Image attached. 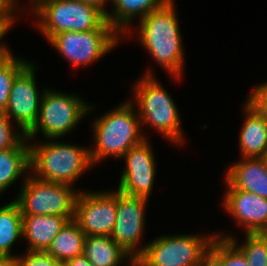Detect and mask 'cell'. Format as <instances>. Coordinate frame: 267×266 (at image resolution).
I'll return each instance as SVG.
<instances>
[{"label":"cell","mask_w":267,"mask_h":266,"mask_svg":"<svg viewBox=\"0 0 267 266\" xmlns=\"http://www.w3.org/2000/svg\"><path fill=\"white\" fill-rule=\"evenodd\" d=\"M12 26L14 25L13 24H0V52L11 51L5 44L1 43V40L3 39V36H5L8 31H10Z\"/></svg>","instance_id":"cell-32"},{"label":"cell","mask_w":267,"mask_h":266,"mask_svg":"<svg viewBox=\"0 0 267 266\" xmlns=\"http://www.w3.org/2000/svg\"><path fill=\"white\" fill-rule=\"evenodd\" d=\"M198 266H223V237L216 236Z\"/></svg>","instance_id":"cell-28"},{"label":"cell","mask_w":267,"mask_h":266,"mask_svg":"<svg viewBox=\"0 0 267 266\" xmlns=\"http://www.w3.org/2000/svg\"><path fill=\"white\" fill-rule=\"evenodd\" d=\"M134 108L128 100L94 119L91 127L94 146L89 147L93 166L109 156L122 158L131 147L147 139Z\"/></svg>","instance_id":"cell-2"},{"label":"cell","mask_w":267,"mask_h":266,"mask_svg":"<svg viewBox=\"0 0 267 266\" xmlns=\"http://www.w3.org/2000/svg\"><path fill=\"white\" fill-rule=\"evenodd\" d=\"M175 1H168L139 20V42L156 63L172 78L181 80L184 65V47Z\"/></svg>","instance_id":"cell-1"},{"label":"cell","mask_w":267,"mask_h":266,"mask_svg":"<svg viewBox=\"0 0 267 266\" xmlns=\"http://www.w3.org/2000/svg\"><path fill=\"white\" fill-rule=\"evenodd\" d=\"M7 53H9V52H0V59H1L3 56H5Z\"/></svg>","instance_id":"cell-36"},{"label":"cell","mask_w":267,"mask_h":266,"mask_svg":"<svg viewBox=\"0 0 267 266\" xmlns=\"http://www.w3.org/2000/svg\"><path fill=\"white\" fill-rule=\"evenodd\" d=\"M54 266H66L65 262H57Z\"/></svg>","instance_id":"cell-35"},{"label":"cell","mask_w":267,"mask_h":266,"mask_svg":"<svg viewBox=\"0 0 267 266\" xmlns=\"http://www.w3.org/2000/svg\"><path fill=\"white\" fill-rule=\"evenodd\" d=\"M246 101L259 113L267 114V82L257 85Z\"/></svg>","instance_id":"cell-29"},{"label":"cell","mask_w":267,"mask_h":266,"mask_svg":"<svg viewBox=\"0 0 267 266\" xmlns=\"http://www.w3.org/2000/svg\"><path fill=\"white\" fill-rule=\"evenodd\" d=\"M168 1L170 0H113L112 12H106V20L123 40L126 36H130L128 33L132 34L131 22L135 17L138 16V20H141L152 11L163 7Z\"/></svg>","instance_id":"cell-18"},{"label":"cell","mask_w":267,"mask_h":266,"mask_svg":"<svg viewBox=\"0 0 267 266\" xmlns=\"http://www.w3.org/2000/svg\"><path fill=\"white\" fill-rule=\"evenodd\" d=\"M74 94L46 88L40 104L39 116L34 127L25 135L30 141L40 132L44 138L60 139L69 134L95 105H90Z\"/></svg>","instance_id":"cell-6"},{"label":"cell","mask_w":267,"mask_h":266,"mask_svg":"<svg viewBox=\"0 0 267 266\" xmlns=\"http://www.w3.org/2000/svg\"><path fill=\"white\" fill-rule=\"evenodd\" d=\"M82 1L93 4L97 7H99L102 11H104L106 13L108 10H106L105 5L109 1H110L109 5H111L113 0H82Z\"/></svg>","instance_id":"cell-34"},{"label":"cell","mask_w":267,"mask_h":266,"mask_svg":"<svg viewBox=\"0 0 267 266\" xmlns=\"http://www.w3.org/2000/svg\"><path fill=\"white\" fill-rule=\"evenodd\" d=\"M19 194L13 200L22 216L59 215L73 220L80 190L60 183L44 181L27 173Z\"/></svg>","instance_id":"cell-8"},{"label":"cell","mask_w":267,"mask_h":266,"mask_svg":"<svg viewBox=\"0 0 267 266\" xmlns=\"http://www.w3.org/2000/svg\"><path fill=\"white\" fill-rule=\"evenodd\" d=\"M222 234L217 232L216 236L229 238L245 255L248 266H267V233H246V240L240 244L235 236Z\"/></svg>","instance_id":"cell-23"},{"label":"cell","mask_w":267,"mask_h":266,"mask_svg":"<svg viewBox=\"0 0 267 266\" xmlns=\"http://www.w3.org/2000/svg\"><path fill=\"white\" fill-rule=\"evenodd\" d=\"M29 63L26 59L15 57L12 51L0 59V113L5 114L14 79Z\"/></svg>","instance_id":"cell-24"},{"label":"cell","mask_w":267,"mask_h":266,"mask_svg":"<svg viewBox=\"0 0 267 266\" xmlns=\"http://www.w3.org/2000/svg\"><path fill=\"white\" fill-rule=\"evenodd\" d=\"M24 254L16 255V266H54L58 262L46 252L26 251Z\"/></svg>","instance_id":"cell-26"},{"label":"cell","mask_w":267,"mask_h":266,"mask_svg":"<svg viewBox=\"0 0 267 266\" xmlns=\"http://www.w3.org/2000/svg\"><path fill=\"white\" fill-rule=\"evenodd\" d=\"M19 238H22V214L12 200L0 207V256H13L11 249Z\"/></svg>","instance_id":"cell-22"},{"label":"cell","mask_w":267,"mask_h":266,"mask_svg":"<svg viewBox=\"0 0 267 266\" xmlns=\"http://www.w3.org/2000/svg\"><path fill=\"white\" fill-rule=\"evenodd\" d=\"M0 266H16V256H0Z\"/></svg>","instance_id":"cell-33"},{"label":"cell","mask_w":267,"mask_h":266,"mask_svg":"<svg viewBox=\"0 0 267 266\" xmlns=\"http://www.w3.org/2000/svg\"><path fill=\"white\" fill-rule=\"evenodd\" d=\"M65 264L66 266H94L83 254L65 261Z\"/></svg>","instance_id":"cell-31"},{"label":"cell","mask_w":267,"mask_h":266,"mask_svg":"<svg viewBox=\"0 0 267 266\" xmlns=\"http://www.w3.org/2000/svg\"><path fill=\"white\" fill-rule=\"evenodd\" d=\"M122 36L106 21L100 28L86 32L65 31L48 42L73 67L90 65L116 47Z\"/></svg>","instance_id":"cell-9"},{"label":"cell","mask_w":267,"mask_h":266,"mask_svg":"<svg viewBox=\"0 0 267 266\" xmlns=\"http://www.w3.org/2000/svg\"><path fill=\"white\" fill-rule=\"evenodd\" d=\"M148 70L133 84V105H136L142 127L151 126L173 145L184 143L182 123L177 106L167 90ZM135 102V103H134Z\"/></svg>","instance_id":"cell-4"},{"label":"cell","mask_w":267,"mask_h":266,"mask_svg":"<svg viewBox=\"0 0 267 266\" xmlns=\"http://www.w3.org/2000/svg\"><path fill=\"white\" fill-rule=\"evenodd\" d=\"M19 6L16 0H0V24H15Z\"/></svg>","instance_id":"cell-30"},{"label":"cell","mask_w":267,"mask_h":266,"mask_svg":"<svg viewBox=\"0 0 267 266\" xmlns=\"http://www.w3.org/2000/svg\"><path fill=\"white\" fill-rule=\"evenodd\" d=\"M68 221L59 215L22 216V238L28 241L26 251L45 252Z\"/></svg>","instance_id":"cell-17"},{"label":"cell","mask_w":267,"mask_h":266,"mask_svg":"<svg viewBox=\"0 0 267 266\" xmlns=\"http://www.w3.org/2000/svg\"><path fill=\"white\" fill-rule=\"evenodd\" d=\"M244 123L239 135L240 158H264L267 156V122L247 101L243 106Z\"/></svg>","instance_id":"cell-16"},{"label":"cell","mask_w":267,"mask_h":266,"mask_svg":"<svg viewBox=\"0 0 267 266\" xmlns=\"http://www.w3.org/2000/svg\"><path fill=\"white\" fill-rule=\"evenodd\" d=\"M150 140L145 139L140 144L131 147L122 157L125 167L121 172L117 190L129 196L150 198L152 193L156 162Z\"/></svg>","instance_id":"cell-13"},{"label":"cell","mask_w":267,"mask_h":266,"mask_svg":"<svg viewBox=\"0 0 267 266\" xmlns=\"http://www.w3.org/2000/svg\"><path fill=\"white\" fill-rule=\"evenodd\" d=\"M225 181L233 188L267 199V165L264 158H241L230 165Z\"/></svg>","instance_id":"cell-15"},{"label":"cell","mask_w":267,"mask_h":266,"mask_svg":"<svg viewBox=\"0 0 267 266\" xmlns=\"http://www.w3.org/2000/svg\"><path fill=\"white\" fill-rule=\"evenodd\" d=\"M83 255L94 266H120L124 261L134 266V258L110 236H86Z\"/></svg>","instance_id":"cell-20"},{"label":"cell","mask_w":267,"mask_h":266,"mask_svg":"<svg viewBox=\"0 0 267 266\" xmlns=\"http://www.w3.org/2000/svg\"><path fill=\"white\" fill-rule=\"evenodd\" d=\"M264 115V117H265V119H266V122H267V114H263Z\"/></svg>","instance_id":"cell-37"},{"label":"cell","mask_w":267,"mask_h":266,"mask_svg":"<svg viewBox=\"0 0 267 266\" xmlns=\"http://www.w3.org/2000/svg\"><path fill=\"white\" fill-rule=\"evenodd\" d=\"M55 140L30 144V173L44 181L74 187V182L93 168L90 149Z\"/></svg>","instance_id":"cell-3"},{"label":"cell","mask_w":267,"mask_h":266,"mask_svg":"<svg viewBox=\"0 0 267 266\" xmlns=\"http://www.w3.org/2000/svg\"><path fill=\"white\" fill-rule=\"evenodd\" d=\"M223 266H248L245 255L229 238H223Z\"/></svg>","instance_id":"cell-27"},{"label":"cell","mask_w":267,"mask_h":266,"mask_svg":"<svg viewBox=\"0 0 267 266\" xmlns=\"http://www.w3.org/2000/svg\"><path fill=\"white\" fill-rule=\"evenodd\" d=\"M35 65L30 62L14 79L5 115L26 135L36 124L44 90L40 93L35 78Z\"/></svg>","instance_id":"cell-11"},{"label":"cell","mask_w":267,"mask_h":266,"mask_svg":"<svg viewBox=\"0 0 267 266\" xmlns=\"http://www.w3.org/2000/svg\"><path fill=\"white\" fill-rule=\"evenodd\" d=\"M87 191L80 190L77 195L73 220L86 236H111L117 216V191Z\"/></svg>","instance_id":"cell-10"},{"label":"cell","mask_w":267,"mask_h":266,"mask_svg":"<svg viewBox=\"0 0 267 266\" xmlns=\"http://www.w3.org/2000/svg\"><path fill=\"white\" fill-rule=\"evenodd\" d=\"M223 209L235 218L244 233H267V199L243 190L233 189L227 182ZM232 215V216H231Z\"/></svg>","instance_id":"cell-14"},{"label":"cell","mask_w":267,"mask_h":266,"mask_svg":"<svg viewBox=\"0 0 267 266\" xmlns=\"http://www.w3.org/2000/svg\"><path fill=\"white\" fill-rule=\"evenodd\" d=\"M29 8L47 41L60 32L96 30L107 21L104 11L82 0H32Z\"/></svg>","instance_id":"cell-5"},{"label":"cell","mask_w":267,"mask_h":266,"mask_svg":"<svg viewBox=\"0 0 267 266\" xmlns=\"http://www.w3.org/2000/svg\"><path fill=\"white\" fill-rule=\"evenodd\" d=\"M12 124L4 113H0V151L13 148L25 136Z\"/></svg>","instance_id":"cell-25"},{"label":"cell","mask_w":267,"mask_h":266,"mask_svg":"<svg viewBox=\"0 0 267 266\" xmlns=\"http://www.w3.org/2000/svg\"><path fill=\"white\" fill-rule=\"evenodd\" d=\"M85 238L86 234L81 231L78 224L74 220H69L45 252L58 262H65L83 254Z\"/></svg>","instance_id":"cell-21"},{"label":"cell","mask_w":267,"mask_h":266,"mask_svg":"<svg viewBox=\"0 0 267 266\" xmlns=\"http://www.w3.org/2000/svg\"><path fill=\"white\" fill-rule=\"evenodd\" d=\"M30 173V144L24 136L13 148L0 151V195Z\"/></svg>","instance_id":"cell-19"},{"label":"cell","mask_w":267,"mask_h":266,"mask_svg":"<svg viewBox=\"0 0 267 266\" xmlns=\"http://www.w3.org/2000/svg\"><path fill=\"white\" fill-rule=\"evenodd\" d=\"M148 200L125 195L117 190V216L110 237L133 258L147 246V243L141 246L140 242L145 227Z\"/></svg>","instance_id":"cell-12"},{"label":"cell","mask_w":267,"mask_h":266,"mask_svg":"<svg viewBox=\"0 0 267 266\" xmlns=\"http://www.w3.org/2000/svg\"><path fill=\"white\" fill-rule=\"evenodd\" d=\"M215 237L216 232L156 237L134 258V266H198Z\"/></svg>","instance_id":"cell-7"}]
</instances>
